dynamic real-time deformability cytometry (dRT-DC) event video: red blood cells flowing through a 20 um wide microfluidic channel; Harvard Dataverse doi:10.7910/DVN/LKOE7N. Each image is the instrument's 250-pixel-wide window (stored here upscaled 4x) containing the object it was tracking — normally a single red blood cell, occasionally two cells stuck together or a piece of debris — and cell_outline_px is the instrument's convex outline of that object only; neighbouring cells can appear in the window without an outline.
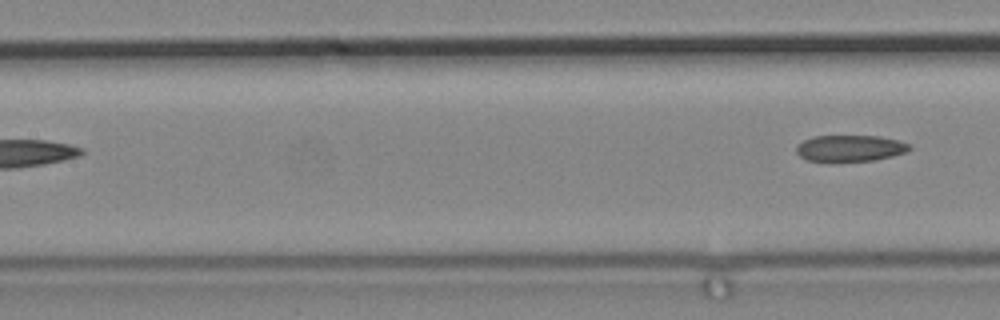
{"species": "common noctule bat (a hibernating species)", "species_latin": "Nyctalus noctula", "temperature_condition": "cold", "stored_images_in_passage": 7, "segment_of_instrument_passage": [2, 2], "camera_frame_rate_fps": 3000, "um_per_image_px": 0.085, "animal": {"sex": "male", "body_mass_g": 19.2, "forearm_length_mm": 51.8}, "frame": {"image": 1, "passage_image": 7, "time_ms": 2.0, "image_size_px": [1000, 320], "cell_outline_px": [[912, 148], [908, 152], [876, 160], [808, 160], [800, 156], [796, 152], [796, 144], [812, 136], [880, 136], [900, 140], [912, 144]], "centroid_in_image_um": [72.32, 12.57], "position_along_channel_um": 135.1, "area_um2": 17.34}}